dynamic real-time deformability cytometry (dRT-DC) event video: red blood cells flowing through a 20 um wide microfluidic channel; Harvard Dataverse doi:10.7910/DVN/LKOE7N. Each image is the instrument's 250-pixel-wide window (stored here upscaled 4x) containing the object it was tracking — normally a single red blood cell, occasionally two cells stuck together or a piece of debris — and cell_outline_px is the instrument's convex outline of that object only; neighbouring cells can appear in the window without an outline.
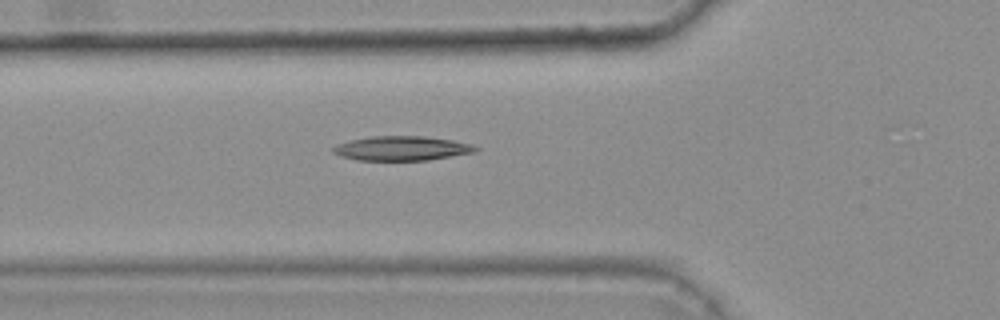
{"species": "common noctule bat (a hibernating species)", "species_latin": "Nyctalus noctula", "temperature_condition": "warm", "stored_images_in_passage": 25, "camera_frame_rate_fps": 3000, "um_per_image_px": 0.085, "animal": {"sex": "female", "body_mass_g": 25.1}, "frame": {"image": 1, "passage_image": 18, "time_ms": 5.667, "image_size_px": [1000, 320], "cell_outline_px": [[480, 148], [476, 152], [428, 160], [356, 160], [340, 156], [332, 152], [328, 148], [336, 144], [352, 140], [372, 136], [424, 136], [452, 140], [472, 144]], "centroid_in_image_um": [34.12, 12.61], "position_along_channel_um": 91.7, "area_um2": 20.4}}
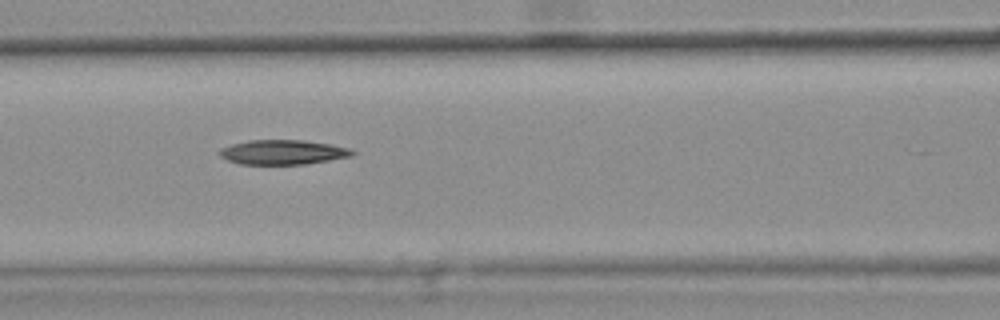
{"frame": {"image": 2, "passage_image": 22, "time_ms": 7.0, "image_size_px": [1000, 320], "cell_outline_px": [[356, 152], [352, 156], [304, 164], [240, 164], [228, 160], [220, 156], [216, 152], [220, 148], [232, 144], [248, 140], [304, 140], [332, 144], [348, 148]], "centroid_in_image_um": [24.01, 12.93], "position_along_channel_um": 142.6, "area_um2": 19.07}}